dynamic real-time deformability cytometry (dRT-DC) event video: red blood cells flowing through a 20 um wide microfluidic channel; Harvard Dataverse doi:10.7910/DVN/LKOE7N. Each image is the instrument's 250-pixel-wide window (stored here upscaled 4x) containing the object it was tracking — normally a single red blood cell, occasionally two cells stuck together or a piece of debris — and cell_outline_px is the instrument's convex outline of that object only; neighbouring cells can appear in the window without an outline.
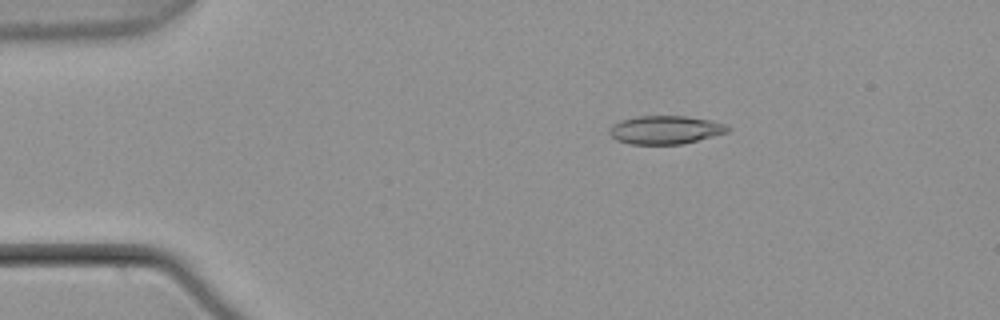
{"species": "common noctule bat (a hibernating species)", "species_latin": "Nyctalus noctula", "temperature_condition": "warm", "stored_images_in_passage": 4, "camera_frame_rate_fps": 3000, "um_per_image_px": 0.085, "animal": {"sex": "male", "body_mass_g": 21.5, "forearm_length_mm": 52.0}, "frame": {"image": 1, "passage_image": 2, "time_ms": 0.333, "image_size_px": [1000, 320], "cell_outline_px": [[732, 128], [728, 132], [684, 144], [632, 144], [616, 140], [608, 132], [608, 128], [612, 124], [620, 120], [636, 116], [684, 116], [708, 120], [724, 124]], "centroid_in_image_um": [56.52, 11.04], "position_along_channel_um": 28.5, "area_um2": 19.59}}
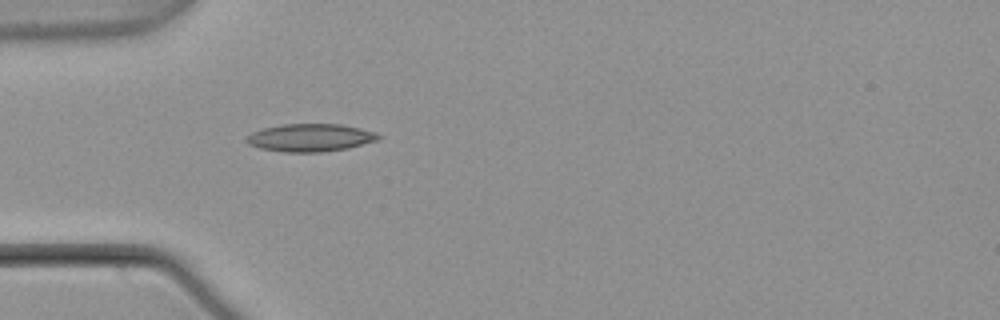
{"frame": {"image": 2, "passage_image": 4, "time_ms": 1.0, "image_size_px": [1000, 320], "cell_outline_px": [[380, 140], [348, 148], [320, 152], [284, 152], [260, 148], [248, 144], [244, 140], [252, 132], [264, 128], [284, 124], [340, 124], [360, 128], [376, 132], [380, 136]], "centroid_in_image_um": [26.39, 11.7], "position_along_channel_um": 58.6, "area_um2": 21.33}}